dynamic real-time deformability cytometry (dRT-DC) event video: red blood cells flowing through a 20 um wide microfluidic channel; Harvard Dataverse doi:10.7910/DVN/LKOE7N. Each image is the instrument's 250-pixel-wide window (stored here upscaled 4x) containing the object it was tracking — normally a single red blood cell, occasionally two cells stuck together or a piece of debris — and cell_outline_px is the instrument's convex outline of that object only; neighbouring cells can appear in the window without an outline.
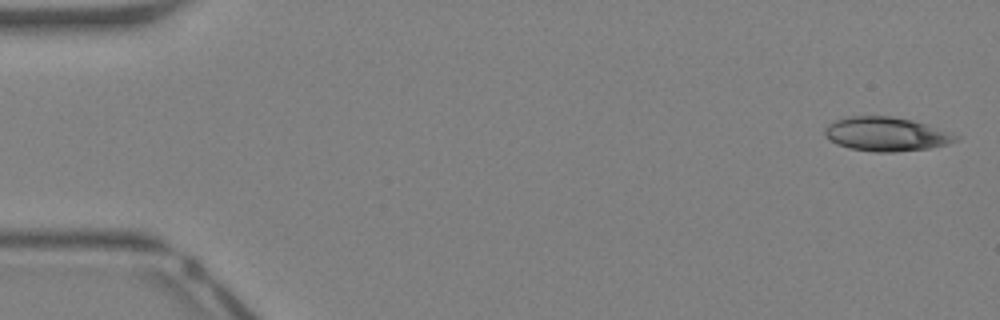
{"species": "Egyptian fruit bat (a non-hibernating species)", "species_latin": "Rousettus aegyptiacus", "temperature_condition": "warm", "stored_images_in_passage": 42, "camera_frame_rate_fps": 3000, "um_per_image_px": 0.085, "animal": {"sex": "female"}, "frame": {"image": 1, "passage_image": 1, "time_ms": 0.0, "image_size_px": [1000, 320], "cell_outline_px": [[960, 136], [956, 140], [948, 144], [928, 148], [896, 152], [876, 152], [848, 148], [836, 144], [828, 140], [824, 132], [824, 128], [828, 124], [836, 120], [848, 116], [892, 116], [912, 120], [952, 132]], "centroid_in_image_um": [75.31, 11.4], "position_along_channel_um": 9.7, "area_um2": 26.07}}
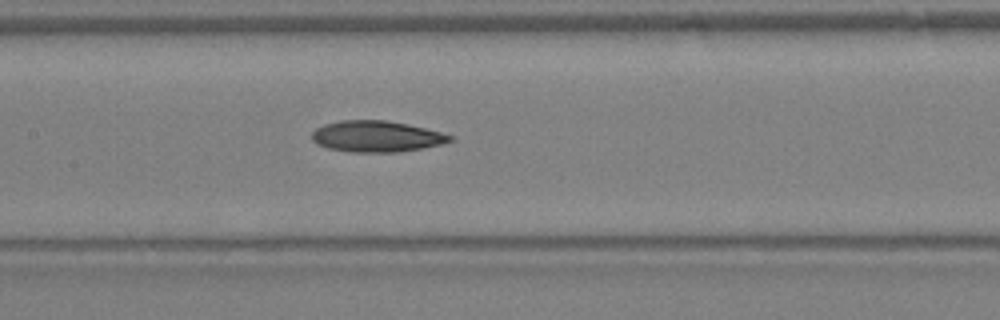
{"frame": {"image": 2, "passage_image": 20, "time_ms": 6.333, "image_size_px": [1000, 320], "cell_outline_px": [[456, 136], [452, 140], [440, 144], [424, 148], [400, 152], [352, 152], [328, 148], [316, 144], [312, 140], [312, 132], [316, 128], [324, 124], [340, 120], [388, 120], [408, 124]], "centroid_in_image_um": [32.0, 11.59], "position_along_channel_um": 175.4, "area_um2": 25.2}}
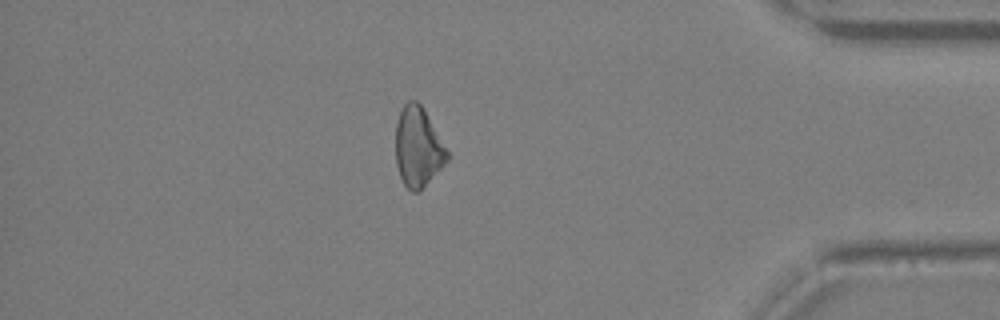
{"frame": {"image": 3, "passage_image": 36, "time_ms": 11.667, "image_size_px": [1000, 320], "cell_outline_px": [[448, 160], [420, 192], [412, 192], [404, 184], [400, 176], [396, 164], [396, 124], [400, 112], [404, 104], [408, 100], [416, 100], [420, 104], [448, 152]], "centroid_in_image_um": [35.51, 12.54], "position_along_channel_um": 399.7, "area_um2": 23.58}}